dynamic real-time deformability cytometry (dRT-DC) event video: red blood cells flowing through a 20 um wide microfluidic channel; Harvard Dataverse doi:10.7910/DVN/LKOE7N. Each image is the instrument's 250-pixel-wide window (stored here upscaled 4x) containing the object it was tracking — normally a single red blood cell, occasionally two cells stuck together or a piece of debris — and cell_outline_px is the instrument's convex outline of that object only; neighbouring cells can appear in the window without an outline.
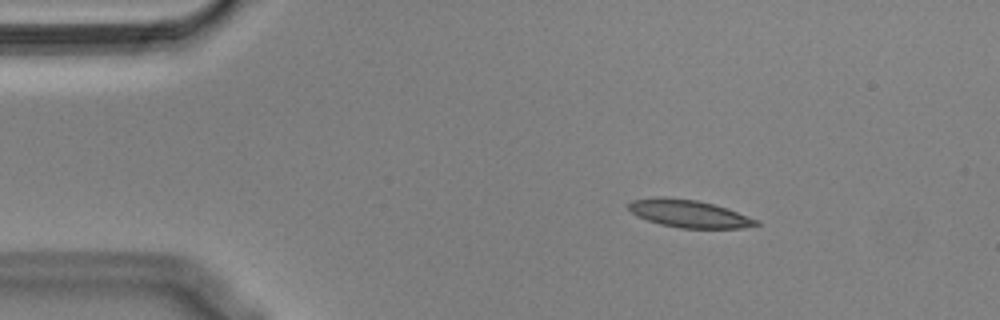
{"species": "Egyptian fruit bat (a non-hibernating species)", "species_latin": "Rousettus aegyptiacus", "temperature_condition": "cold", "stored_images_in_passage": 47, "camera_frame_rate_fps": 3000, "um_per_image_px": 0.085, "animal": {"sex": "male"}, "frame": {"image": 1, "passage_image": 1, "time_ms": 0.0, "image_size_px": [1000, 320], "cell_outline_px": [[760, 224], [740, 228], [680, 228], [660, 224], [636, 216], [628, 208], [628, 204], [632, 200], [660, 196], [664, 196], [696, 200], [712, 204], [760, 220]], "centroid_in_image_um": [58.52, 18.16], "position_along_channel_um": 26.5, "area_um2": 20.35}}
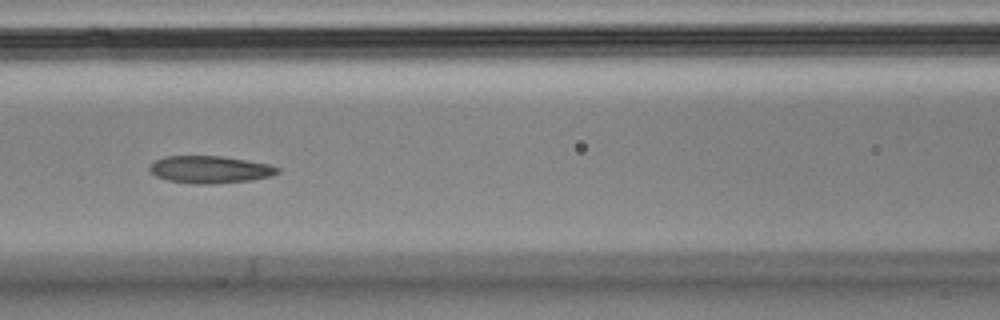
{"frame": {"image": 2, "passage_image": 16, "time_ms": 5.0, "image_size_px": [1000, 320], "cell_outline_px": [[280, 172], [272, 176], [252, 180], [212, 184], [192, 184], [168, 180], [156, 176], [148, 168], [156, 160], [164, 156], [220, 156], [268, 164], [280, 168]], "centroid_in_image_um": [17.86, 14.42], "position_along_channel_um": 148.7, "area_um2": 20.29}}
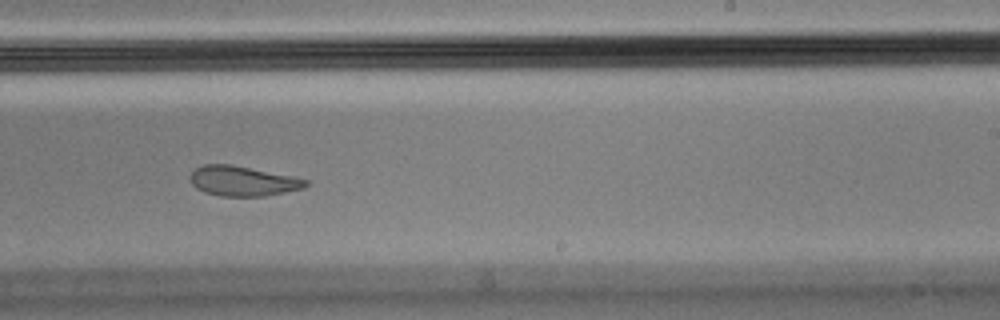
{"frame": {"image": 3, "passage_image": 26, "time_ms": 8.333, "image_size_px": [1000, 320], "cell_outline_px": [[308, 184], [304, 188], [264, 196], [220, 196], [204, 192], [196, 188], [192, 184], [192, 172], [196, 168], [204, 164], [232, 164], [292, 176], [308, 180]], "centroid_in_image_um": [20.64, 15.39], "position_along_channel_um": 268.4, "area_um2": 20.0}, "authors_computed_cell_mechanics": {"area_um2": 21.386, "velocity_mm_per_s": 3.5973, "shape_relaxation_time_tau1_ms": null, "shape_relaxation_time_tau2_ms": 2.7561, "deformation_change_tau1": null, "deformation_change_tau2": 0.0874}}